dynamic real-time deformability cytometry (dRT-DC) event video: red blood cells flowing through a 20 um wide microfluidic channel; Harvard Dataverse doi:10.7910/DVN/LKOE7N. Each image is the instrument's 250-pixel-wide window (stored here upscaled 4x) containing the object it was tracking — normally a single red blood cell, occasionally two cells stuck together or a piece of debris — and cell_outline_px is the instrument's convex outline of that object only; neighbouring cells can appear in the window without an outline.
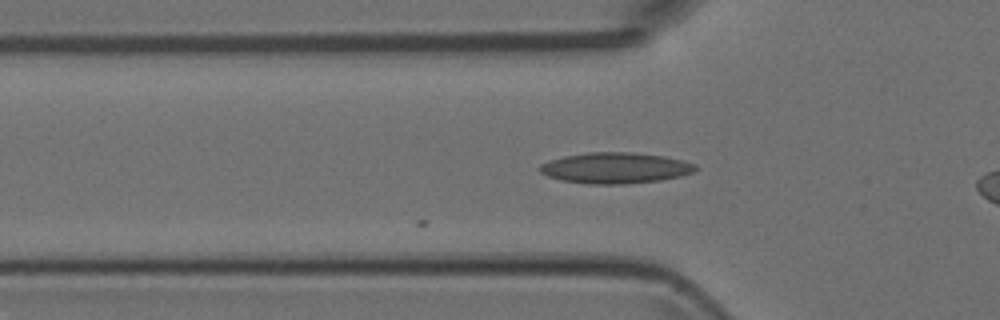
{"species": "Egyptian fruit bat (a non-hibernating species)", "species_latin": "Rousettus aegyptiacus", "temperature_condition": "room temperature", "stored_images_in_passage": 5, "segment_of_instrument_passage": [1, 2], "camera_frame_rate_fps": 3000, "um_per_image_px": 0.085, "animal": {"sex": "female"}, "frame": {"image": 1, "passage_image": 4, "time_ms": 1.0, "image_size_px": [1000, 320], "cell_outline_px": [[700, 168], [696, 172], [680, 176], [660, 180], [624, 184], [588, 184], [560, 180], [548, 176], [540, 172], [540, 164], [564, 156], [588, 152], [632, 152], [664, 156], [684, 160], [696, 164]], "centroid_in_image_um": [52.36, 14.27], "position_along_channel_um": 73.4, "area_um2": 28.21}}